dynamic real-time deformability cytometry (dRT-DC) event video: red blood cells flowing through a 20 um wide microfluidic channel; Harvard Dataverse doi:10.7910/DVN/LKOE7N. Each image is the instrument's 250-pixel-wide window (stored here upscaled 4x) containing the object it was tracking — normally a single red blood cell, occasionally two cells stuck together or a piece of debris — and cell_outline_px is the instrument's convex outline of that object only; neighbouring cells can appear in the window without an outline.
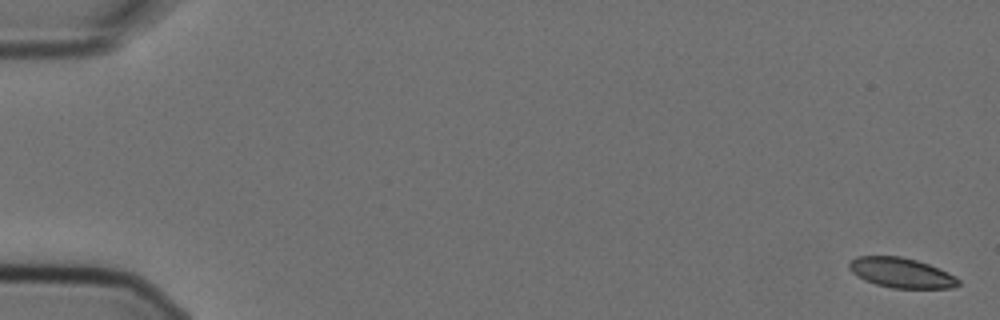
{"species": "Egyptian fruit bat (a non-hibernating species)", "species_latin": "Rousettus aegyptiacus", "temperature_condition": "cold", "stored_images_in_passage": 5, "camera_frame_rate_fps": 3000, "um_per_image_px": 0.085, "animal": {"sex": "female"}, "frame": {"image": 1, "passage_image": 1, "time_ms": 0.0, "image_size_px": [1000, 320], "cell_outline_px": [[960, 284], [952, 288], [892, 288], [876, 284], [864, 280], [856, 276], [848, 268], [848, 260], [856, 256], [900, 256], [916, 260], [928, 264], [948, 272], [960, 280]], "centroid_in_image_um": [76.56, 23.18], "position_along_channel_um": 8.4, "area_um2": 19.19}}
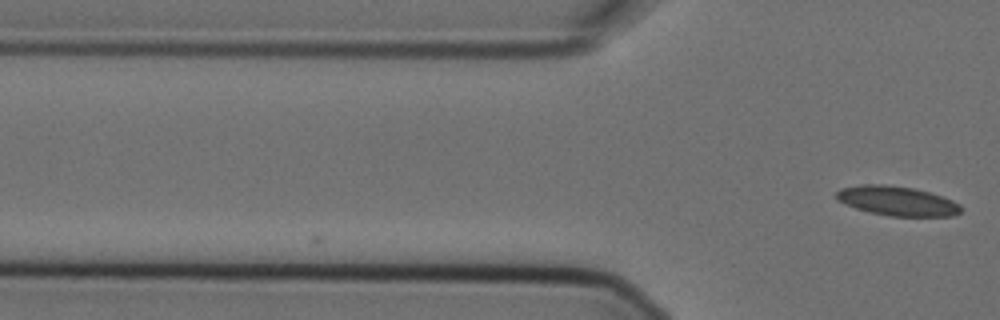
{"frame": {"image": 2, "passage_image": 5, "time_ms": 1.333, "image_size_px": [1000, 320], "cell_outline_px": [[960, 212], [952, 216], [888, 216], [856, 208], [836, 200], [836, 192], [840, 188], [860, 184], [884, 184], [912, 188], [928, 192], [952, 200], [960, 204]], "centroid_in_image_um": [76.21, 17.07], "position_along_channel_um": 49.6, "area_um2": 21.21}}